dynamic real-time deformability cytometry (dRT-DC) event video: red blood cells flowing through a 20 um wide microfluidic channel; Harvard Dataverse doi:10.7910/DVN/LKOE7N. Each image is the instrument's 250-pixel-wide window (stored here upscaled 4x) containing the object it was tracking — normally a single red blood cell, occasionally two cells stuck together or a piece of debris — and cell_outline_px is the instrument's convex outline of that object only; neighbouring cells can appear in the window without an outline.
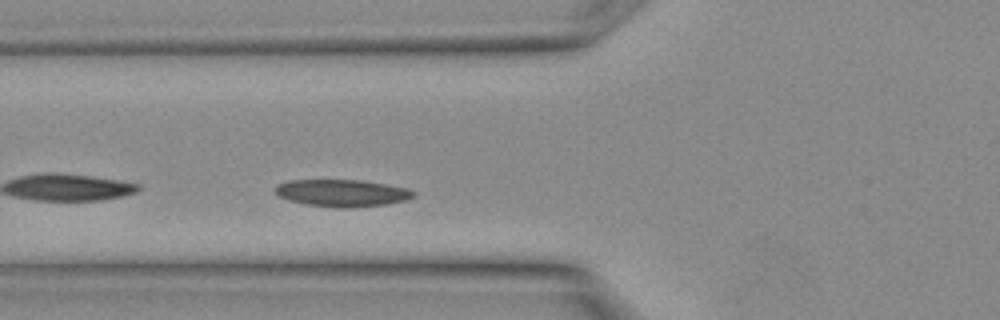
{"species": "Egyptian fruit bat (a non-hibernating species)", "species_latin": "Rousettus aegyptiacus", "temperature_condition": "warm", "stored_images_in_passage": 7, "camera_frame_rate_fps": 3000, "um_per_image_px": 0.085, "animal": {"sex": "female"}, "frame": {"image": 1, "passage_image": 5, "time_ms": 1.333, "image_size_px": [1000, 320], "cell_outline_px": [[416, 196], [404, 200], [388, 204], [344, 208], [340, 208], [304, 204], [288, 200], [280, 196], [272, 188], [276, 184], [288, 180], [360, 180], [384, 184], [404, 188], [416, 192]], "centroid_in_image_um": [29.02, 16.4], "position_along_channel_um": 96.8, "area_um2": 21.79}}
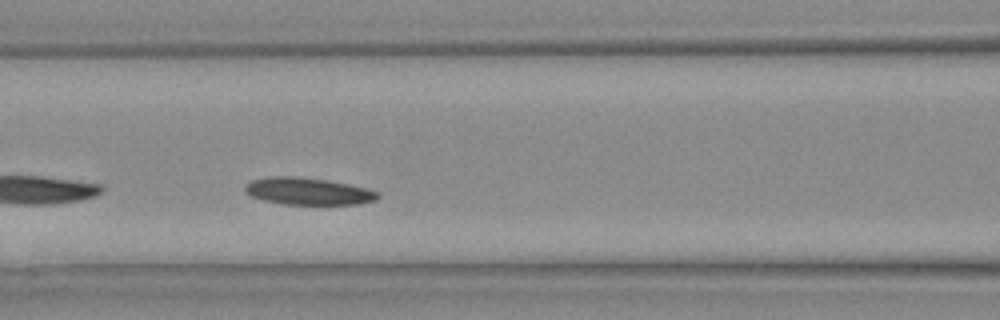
{"frame": {"image": 2, "passage_image": 7, "time_ms": 2.0, "image_size_px": [1000, 320], "cell_outline_px": [[380, 196], [376, 200], [356, 204], [284, 204], [264, 200], [252, 196], [244, 188], [252, 180], [272, 176], [296, 176], [328, 180], [368, 188], [380, 192]], "centroid_in_image_um": [26.25, 16.25], "position_along_channel_um": 140.4, "area_um2": 20.81}}